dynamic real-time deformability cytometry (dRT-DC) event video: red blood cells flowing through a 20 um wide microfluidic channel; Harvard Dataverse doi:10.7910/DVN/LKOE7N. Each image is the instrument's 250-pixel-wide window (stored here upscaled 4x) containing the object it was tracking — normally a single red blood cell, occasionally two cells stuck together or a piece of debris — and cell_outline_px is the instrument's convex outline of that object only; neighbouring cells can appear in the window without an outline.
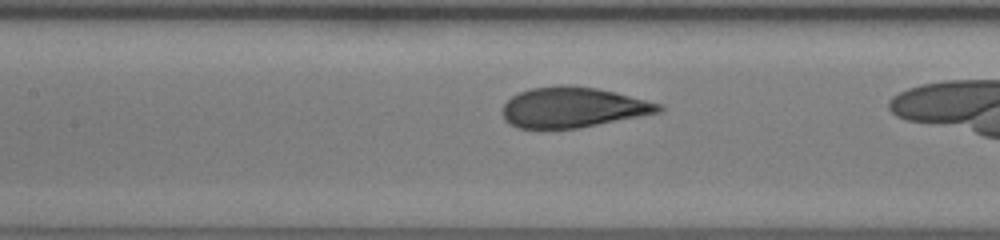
{"species": "human", "species_latin": "Homo sapiens", "temperature_condition": "room temperature", "stored_images_in_passage": 19, "camera_frame_rate_fps": 3000, "um_per_image_px": 0.085, "donor": {"sex": "female"}, "frame": {"image": 1, "passage_image": 11, "time_ms": 3.333, "image_size_px": [1000, 240], "cell_outline_px": [[664, 108], [660, 112], [640, 116], [576, 128], [516, 128], [508, 124], [504, 120], [504, 104], [512, 96], [520, 92], [532, 88], [560, 84], [564, 84], [596, 88], [660, 104]], "centroid_in_image_um": [48.64, 9.12], "position_along_channel_um": 158.8, "area_um2": 36.18}}
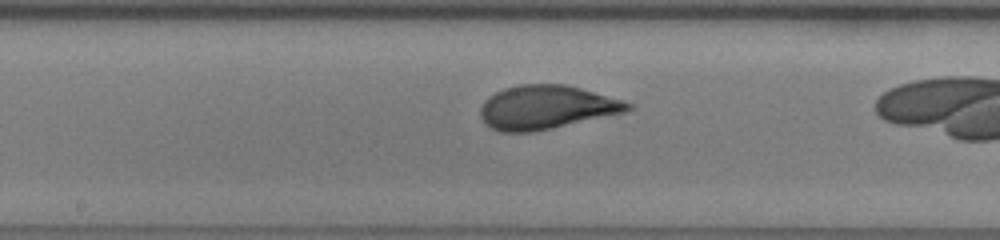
{"frame": {"image": 2, "passage_image": 14, "time_ms": 4.333, "image_size_px": [1000, 240], "cell_outline_px": [[636, 108], [624, 112], [532, 132], [500, 132], [484, 124], [480, 116], [480, 108], [484, 100], [488, 96], [504, 88], [520, 84], [568, 84], [620, 100], [632, 104]], "centroid_in_image_um": [46.38, 9.11], "position_along_channel_um": 201.8, "area_um2": 37.4}}